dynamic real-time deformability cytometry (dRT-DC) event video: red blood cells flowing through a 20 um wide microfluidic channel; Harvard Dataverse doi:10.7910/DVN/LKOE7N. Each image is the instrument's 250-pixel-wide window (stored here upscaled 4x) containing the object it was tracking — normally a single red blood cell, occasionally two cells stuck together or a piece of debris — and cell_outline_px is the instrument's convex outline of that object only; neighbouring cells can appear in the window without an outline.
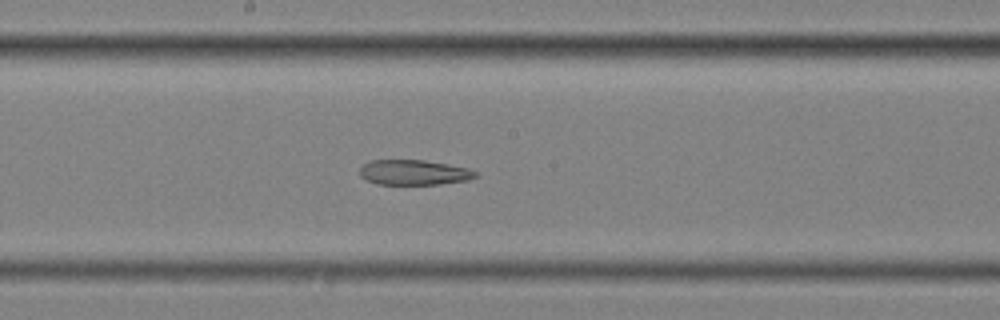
{"species": "common noctule bat (a hibernating species)", "species_latin": "Nyctalus noctula", "temperature_condition": "cold", "stored_images_in_passage": 58, "segment_of_instrument_passage": [2, 2], "camera_frame_rate_fps": 3000, "um_per_image_px": 0.085, "animal": {"sex": "female", "body_mass_g": 25.1}, "frame": {"image": 1, "passage_image": 31, "time_ms": 10.0, "image_size_px": [1000, 320], "cell_outline_px": [[476, 176], [468, 180], [440, 184], [376, 184], [360, 176], [360, 168], [364, 164], [372, 160], [424, 160], [448, 164], [468, 168], [476, 172]], "centroid_in_image_um": [35.18, 14.65], "position_along_channel_um": 213.0, "area_um2": 16.82}}
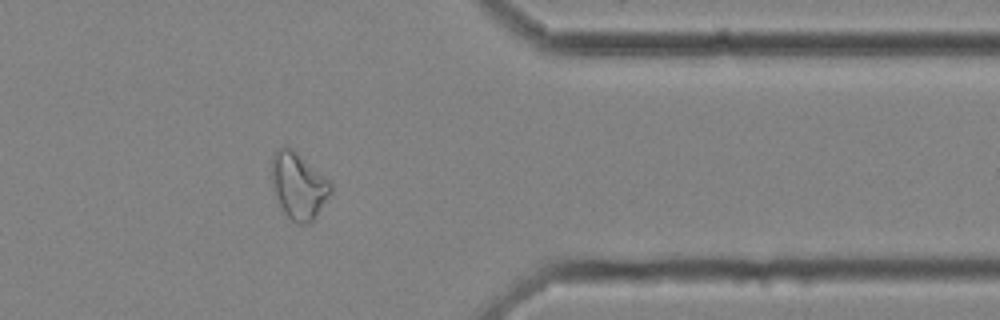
{"frame": {"image": 2, "passage_image": 47, "time_ms": 15.333, "image_size_px": [1000, 320], "cell_outline_px": [[332, 192], [312, 224], [296, 224], [284, 212], [276, 196], [272, 176], [272, 156], [276, 148], [292, 148], [332, 180]], "centroid_in_image_um": [25.44, 15.8], "position_along_channel_um": 386.0, "area_um2": 23.12}}
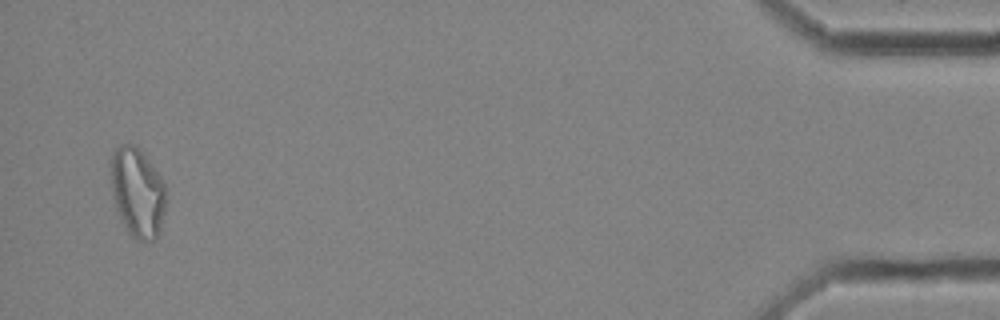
{"frame": {"image": 3, "passage_image": 56, "time_ms": 18.333, "image_size_px": [1000, 320], "cell_outline_px": [[168, 192], [160, 232], [156, 240], [136, 240], [124, 228], [116, 212], [112, 196], [112, 152], [120, 144], [136, 144], [140, 148], [160, 176]], "centroid_in_image_um": [11.7, 16.38], "position_along_channel_um": 423.5, "area_um2": 29.19}}